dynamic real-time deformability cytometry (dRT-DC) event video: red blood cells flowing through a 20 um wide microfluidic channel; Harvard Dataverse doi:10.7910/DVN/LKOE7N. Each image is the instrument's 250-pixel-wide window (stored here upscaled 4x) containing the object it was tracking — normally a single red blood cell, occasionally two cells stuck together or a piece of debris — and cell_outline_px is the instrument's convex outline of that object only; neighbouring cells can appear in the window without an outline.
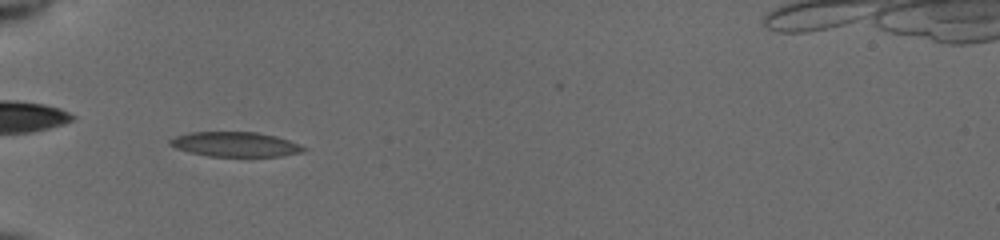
{"species": "common noctule bat (a hibernating species)", "species_latin": "Nyctalus noctula", "temperature_condition": "cold", "stored_images_in_passage": 38, "camera_frame_rate_fps": 3000, "um_per_image_px": 0.085, "animal": {"sex": "female", "body_mass_g": 19.5, "forearm_length_mm": 54.1}, "frame": {"image": 1, "passage_image": 6, "time_ms": 1.667, "image_size_px": [1000, 240], "cell_outline_px": [[308, 148], [304, 152], [280, 156], [208, 156], [188, 152], [176, 148], [168, 144], [168, 140], [176, 136], [192, 132], [256, 132], [276, 136], [300, 144]], "centroid_in_image_um": [20.01, 12.27], "position_along_channel_um": 65.0, "area_um2": 19.31}}
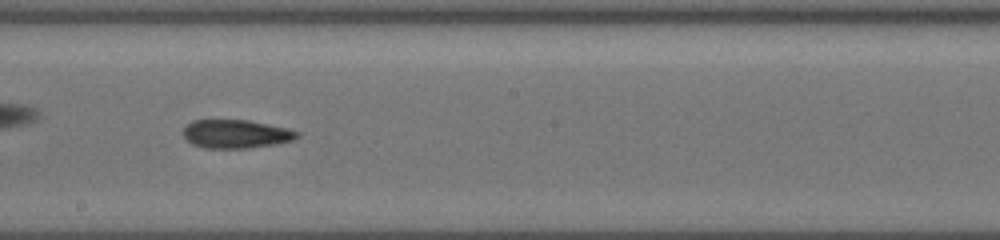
{"frame": {"image": 2, "passage_image": 19, "time_ms": 6.0, "image_size_px": [1000, 240], "cell_outline_px": [[300, 136], [292, 140], [276, 144], [248, 148], [204, 148], [192, 144], [184, 136], [184, 128], [192, 120], [248, 120], [288, 128], [300, 132]], "centroid_in_image_um": [20.08, 11.39], "position_along_channel_um": 228.1, "area_um2": 18.9}}
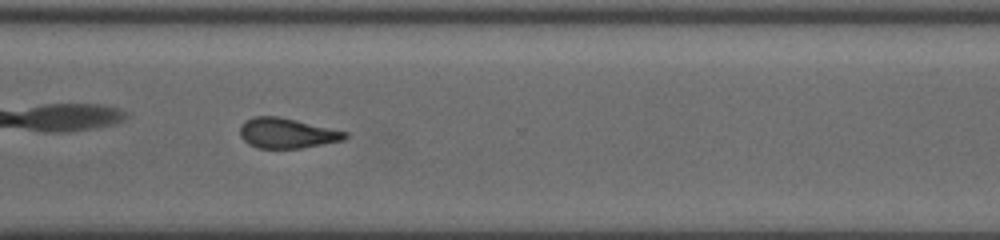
{"frame": {"image": 3, "passage_image": 28, "time_ms": 9.0, "image_size_px": [1000, 240], "cell_outline_px": [[348, 136], [344, 140], [300, 148], [256, 148], [248, 144], [240, 136], [240, 128], [244, 120], [252, 116], [280, 116], [348, 132]], "centroid_in_image_um": [24.36, 11.31], "position_along_channel_um": 346.2, "area_um2": 18.55}, "authors_computed_cell_mechanics": {"area_um2": 19.2185, "velocity_mm_per_s": 3.9371, "shape_relaxation_time_tau1_ms": 5.1886, "shape_relaxation_time_tau2_ms": 10.4963, "deformation_change_tau1": 0.1571, "deformation_change_tau2": 0.2598}}